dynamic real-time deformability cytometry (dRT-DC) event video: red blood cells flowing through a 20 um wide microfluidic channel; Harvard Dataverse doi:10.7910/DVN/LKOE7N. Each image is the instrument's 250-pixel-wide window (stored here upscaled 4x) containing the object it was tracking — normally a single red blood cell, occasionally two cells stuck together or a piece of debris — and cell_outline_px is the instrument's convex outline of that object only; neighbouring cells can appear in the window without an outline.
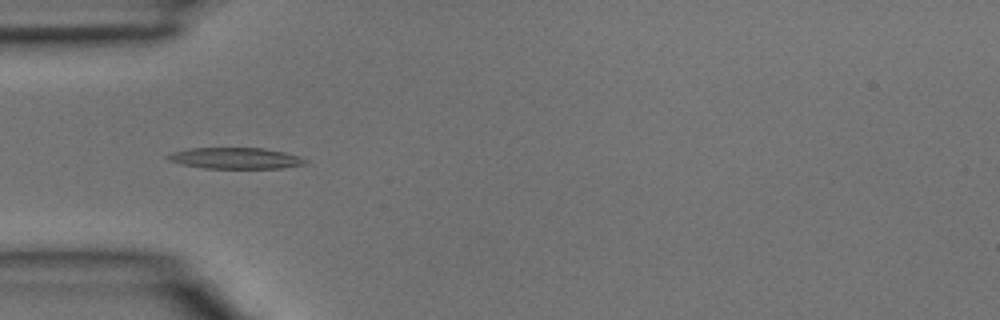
{"species": "common noctule bat (a hibernating species)", "species_latin": "Nyctalus noctula", "temperature_condition": "room temperature", "stored_images_in_passage": 3, "camera_frame_rate_fps": 3000, "um_per_image_px": 0.085, "animal": {"sex": "male", "body_mass_g": 15.6}, "frame": {"image": 1, "passage_image": 2, "time_ms": 0.333, "image_size_px": [1000, 320], "cell_outline_px": [[308, 164], [284, 168], [204, 168], [184, 164], [168, 160], [164, 156], [172, 152], [188, 148], [264, 148], [284, 152], [300, 156], [308, 160]], "centroid_in_image_um": [20.06, 13.44], "position_along_channel_um": 64.9, "area_um2": 17.05}}